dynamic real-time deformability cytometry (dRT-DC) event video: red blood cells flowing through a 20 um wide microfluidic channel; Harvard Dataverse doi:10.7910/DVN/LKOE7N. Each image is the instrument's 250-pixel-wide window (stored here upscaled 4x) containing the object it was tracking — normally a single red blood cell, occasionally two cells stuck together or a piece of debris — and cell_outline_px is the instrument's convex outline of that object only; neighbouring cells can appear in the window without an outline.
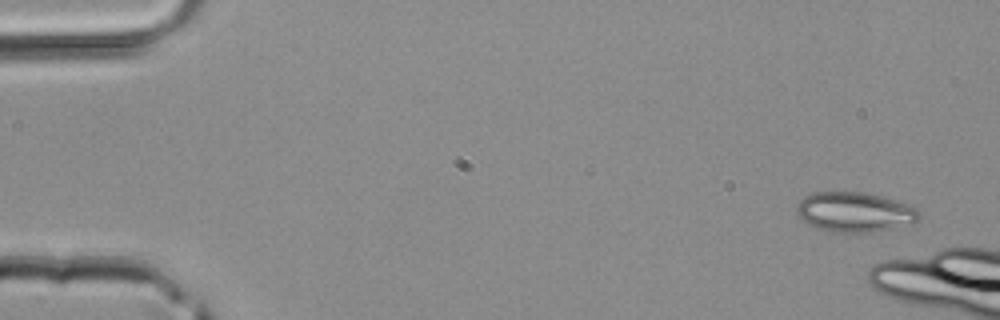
{"species": "common noctule bat (a hibernating species)", "species_latin": "Nyctalus noctula", "temperature_condition": "room temperature", "stored_images_in_passage": 7, "camera_frame_rate_fps": 3000, "um_per_image_px": 0.085, "animal": {"sex": "male", "body_mass_g": 20.4}, "frame": {"image": 1, "passage_image": 2, "time_ms": 0.333, "image_size_px": [1000, 320], "cell_outline_px": [[920, 220], [892, 228], [876, 232], [832, 232], [808, 224], [800, 220], [796, 212], [796, 204], [804, 196], [812, 192], [864, 192], [880, 196], [908, 204], [916, 208], [920, 212]], "centroid_in_image_um": [72.61, 18.02], "position_along_channel_um": 12.4, "area_um2": 28.5}}